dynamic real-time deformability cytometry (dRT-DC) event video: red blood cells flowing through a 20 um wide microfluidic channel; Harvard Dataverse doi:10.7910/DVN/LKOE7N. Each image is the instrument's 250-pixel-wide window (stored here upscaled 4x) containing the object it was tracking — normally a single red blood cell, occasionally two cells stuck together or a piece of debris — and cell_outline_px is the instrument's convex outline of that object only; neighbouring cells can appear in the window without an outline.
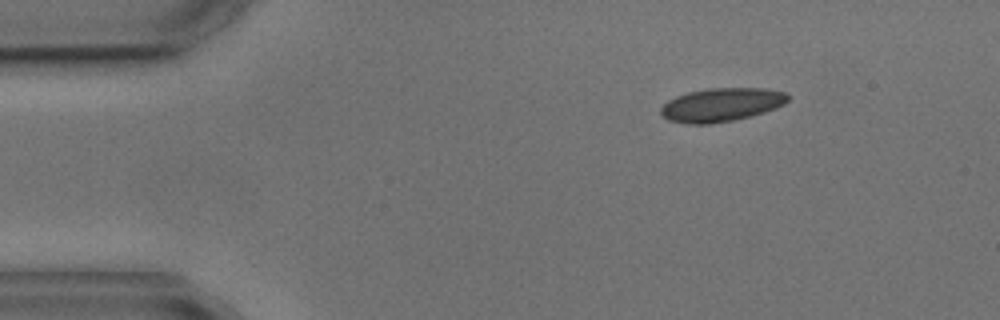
{"species": "common noctule bat (a hibernating species)", "species_latin": "Nyctalus noctula", "temperature_condition": "cold", "stored_images_in_passage": 4, "segment_of_instrument_passage": [1, 2], "camera_frame_rate_fps": 3000, "um_per_image_px": 0.085, "animal": {"sex": "male", "body_mass_g": 17.9, "forearm_length_mm": 54.2}, "frame": {"image": 1, "passage_image": 1, "time_ms": 0.0, "image_size_px": [1000, 320], "cell_outline_px": [[792, 96], [784, 104], [776, 108], [764, 112], [732, 120], [708, 124], [684, 124], [668, 120], [660, 112], [660, 108], [668, 100], [676, 96], [688, 92], [708, 88], [764, 88], [784, 92]], "centroid_in_image_um": [61.32, 8.9], "position_along_channel_um": 23.7, "area_um2": 24.85}}